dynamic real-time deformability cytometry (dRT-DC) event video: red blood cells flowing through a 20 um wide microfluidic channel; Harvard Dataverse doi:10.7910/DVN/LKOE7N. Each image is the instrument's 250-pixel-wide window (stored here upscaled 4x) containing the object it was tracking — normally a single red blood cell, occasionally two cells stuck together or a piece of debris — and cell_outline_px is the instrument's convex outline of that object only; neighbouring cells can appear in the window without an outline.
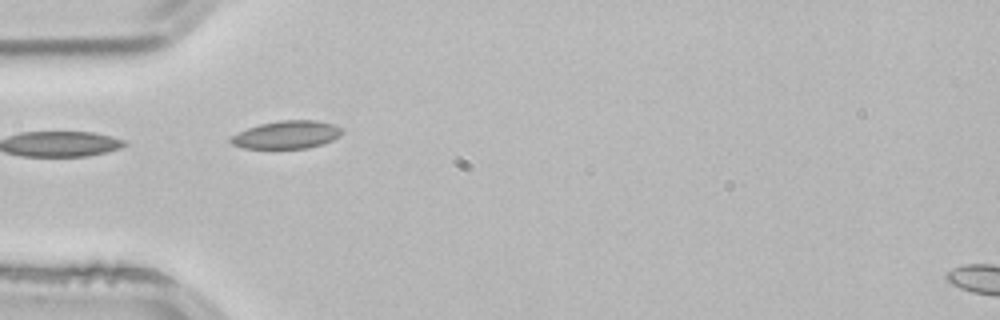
{"species": "common noctule bat (a hibernating species)", "species_latin": "Nyctalus noctula", "temperature_condition": "room temperature", "stored_images_in_passage": 3, "segment_of_instrument_passage": [2, 2], "camera_frame_rate_fps": 3000, "um_per_image_px": 0.085, "animal": {"sex": "male", "body_mass_g": 21.5, "forearm_length_mm": 52.0}, "frame": {"image": 1, "passage_image": 3, "time_ms": 0.667, "image_size_px": [1000, 320], "cell_outline_px": [[344, 132], [340, 136], [332, 140], [308, 148], [244, 148], [232, 144], [228, 140], [228, 136], [248, 128], [260, 124], [280, 120], [316, 120], [332, 124], [340, 128]], "centroid_in_image_um": [24.33, 11.45], "position_along_channel_um": 60.7, "area_um2": 18.03}}